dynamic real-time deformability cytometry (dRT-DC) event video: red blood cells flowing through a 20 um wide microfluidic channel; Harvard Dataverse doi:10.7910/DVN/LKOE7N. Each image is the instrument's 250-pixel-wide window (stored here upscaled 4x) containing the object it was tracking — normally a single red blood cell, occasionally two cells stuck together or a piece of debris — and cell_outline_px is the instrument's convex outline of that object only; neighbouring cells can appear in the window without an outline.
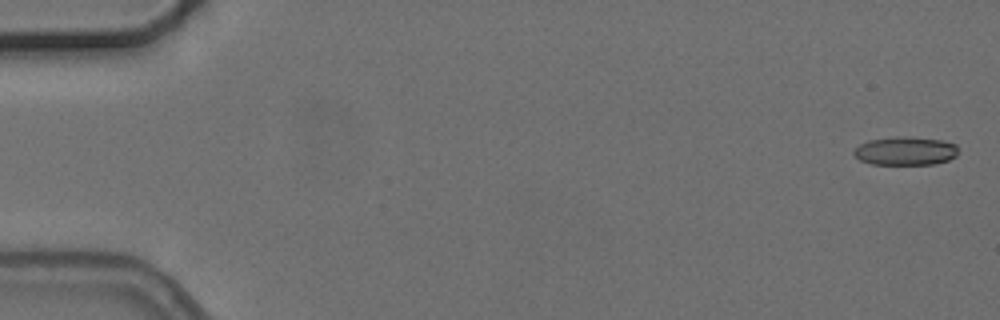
{"species": "common noctule bat (a hibernating species)", "species_latin": "Nyctalus noctula", "temperature_condition": "cold", "stored_images_in_passage": 5, "camera_frame_rate_fps": 3000, "um_per_image_px": 0.085, "animal": {"sex": "female", "body_mass_g": 24.6, "forearm_length_mm": 56.2}, "frame": {"image": 1, "passage_image": 1, "time_ms": 0.0, "image_size_px": [1000, 320], "cell_outline_px": [[956, 156], [948, 160], [936, 164], [872, 164], [860, 160], [852, 152], [860, 144], [868, 140], [896, 136], [904, 136], [940, 140], [956, 144]], "centroid_in_image_um": [76.94, 12.83], "position_along_channel_um": 8.1, "area_um2": 17.22}}
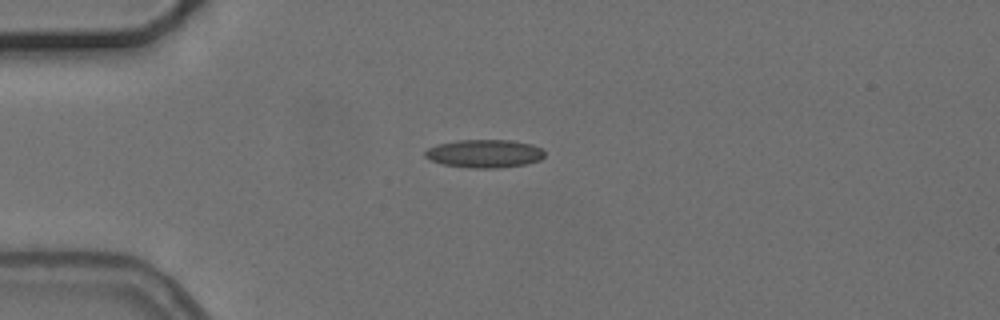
{"frame": {"image": 2, "passage_image": 4, "time_ms": 4.333, "image_size_px": [1000, 320], "cell_outline_px": [[544, 156], [540, 160], [524, 164], [500, 168], [472, 168], [444, 164], [432, 160], [424, 156], [424, 152], [428, 148], [436, 144], [456, 140], [512, 140], [532, 144], [540, 148], [544, 152]], "centroid_in_image_um": [41.17, 13.04], "position_along_channel_um": 43.8, "area_um2": 19.59}}